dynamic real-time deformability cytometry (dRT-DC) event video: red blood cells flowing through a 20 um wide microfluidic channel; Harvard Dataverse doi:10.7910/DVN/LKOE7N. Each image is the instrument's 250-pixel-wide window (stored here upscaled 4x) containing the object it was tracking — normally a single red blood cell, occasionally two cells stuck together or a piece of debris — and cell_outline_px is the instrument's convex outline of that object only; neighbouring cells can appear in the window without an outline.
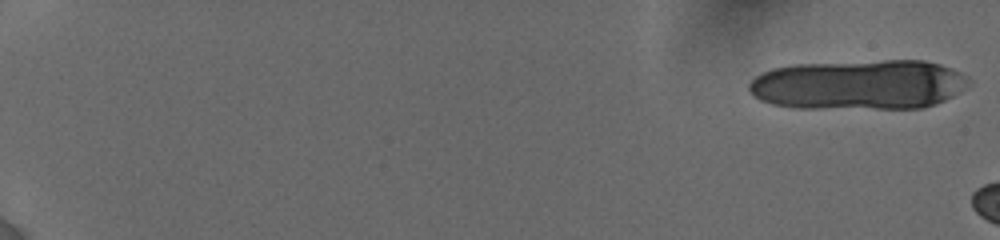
{"species": "human", "species_latin": "Homo sapiens", "temperature_condition": "cold", "stored_images_in_passage": 11, "camera_frame_rate_fps": 3000, "um_per_image_px": 0.085, "donor": {"sex": "female"}, "frame": {"image": 1, "passage_image": 1, "time_ms": 0.0, "image_size_px": [1000, 240], "cell_outline_px": [[972, 84], [968, 88], [936, 104], [920, 108], [792, 108], [772, 104], [760, 100], [748, 88], [748, 84], [756, 76], [772, 68], [792, 64], [884, 60], [924, 60], [940, 64], [952, 68], [968, 76], [972, 80]], "centroid_in_image_um": [73.06, 7.19], "position_along_channel_um": 11.9, "area_um2": 64.62}}